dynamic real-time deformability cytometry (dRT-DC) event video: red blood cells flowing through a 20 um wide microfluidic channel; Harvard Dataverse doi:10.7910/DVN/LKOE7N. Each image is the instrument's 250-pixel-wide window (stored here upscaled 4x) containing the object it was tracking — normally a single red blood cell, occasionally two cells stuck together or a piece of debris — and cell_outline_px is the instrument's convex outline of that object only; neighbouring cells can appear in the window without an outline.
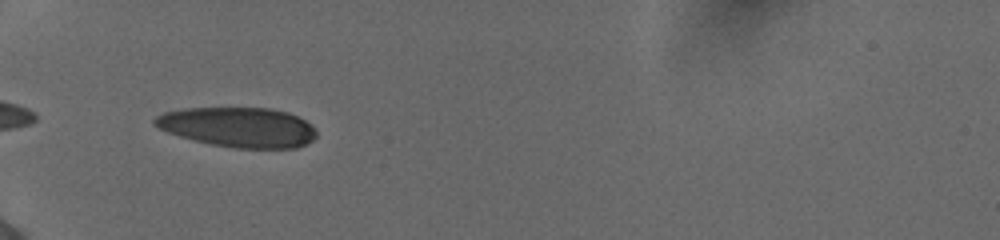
{"species": "human", "species_latin": "Homo sapiens", "temperature_condition": "cold", "stored_images_in_passage": 33, "camera_frame_rate_fps": 3000, "um_per_image_px": 0.085, "donor": {"sex": "female"}, "frame": {"image": 1, "passage_image": 1, "time_ms": 0.0, "image_size_px": [1000, 240], "cell_outline_px": [[316, 136], [312, 140], [296, 148], [232, 148], [212, 144], [180, 136], [168, 132], [152, 124], [152, 120], [156, 116], [164, 112], [184, 108], [268, 108], [288, 112], [304, 120], [316, 132]], "centroid_in_image_um": [20.22, 10.8], "position_along_channel_um": 64.8, "area_um2": 37.28}}
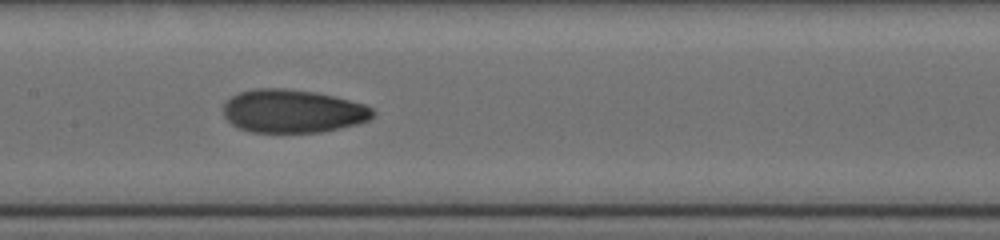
{"frame": {"image": 2, "passage_image": 11, "time_ms": 3.333, "image_size_px": [1000, 240], "cell_outline_px": [[376, 116], [368, 120], [356, 124], [340, 128], [320, 132], [252, 132], [240, 128], [232, 124], [224, 116], [224, 104], [232, 96], [240, 92], [252, 88], [284, 88], [316, 92], [364, 104], [372, 108], [376, 112]], "centroid_in_image_um": [24.9, 9.44], "position_along_channel_um": 182.5, "area_um2": 37.63}}
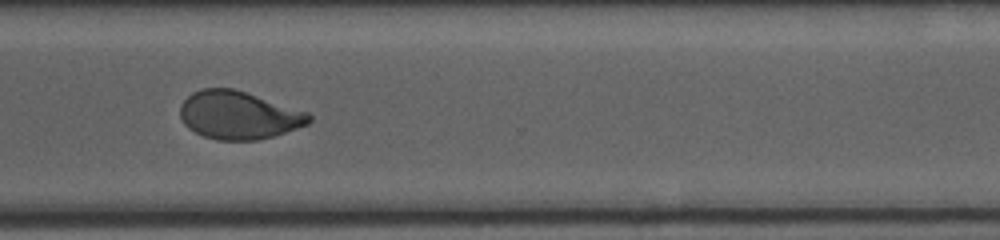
{"frame": {"image": 3, "passage_image": 24, "time_ms": 7.667, "image_size_px": [1000, 240], "cell_outline_px": [[312, 120], [308, 124], [272, 136], [256, 140], [216, 140], [204, 136], [188, 128], [184, 124], [180, 116], [180, 104], [192, 92], [200, 88], [232, 88], [308, 112], [312, 116]], "centroid_in_image_um": [20.25, 9.79], "position_along_channel_um": 350.3, "area_um2": 35.84}, "authors_computed_cell_mechanics": {"area_um2": 37.1654, "velocity_mm_per_s": 3.8936, "shape_relaxation_time_tau1_ms": 6.6152, "shape_relaxation_time_tau2_ms": 1.6712, "deformation_change_tau1": 0.1962, "deformation_change_tau2": 0.0647}}